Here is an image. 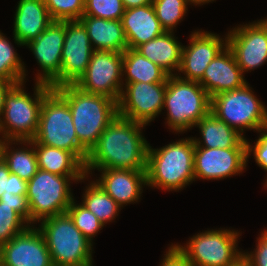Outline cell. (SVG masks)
<instances>
[{
    "label": "cell",
    "instance_id": "cell-15",
    "mask_svg": "<svg viewBox=\"0 0 267 266\" xmlns=\"http://www.w3.org/2000/svg\"><path fill=\"white\" fill-rule=\"evenodd\" d=\"M246 148L195 147V180H219L241 174L247 167Z\"/></svg>",
    "mask_w": 267,
    "mask_h": 266
},
{
    "label": "cell",
    "instance_id": "cell-22",
    "mask_svg": "<svg viewBox=\"0 0 267 266\" xmlns=\"http://www.w3.org/2000/svg\"><path fill=\"white\" fill-rule=\"evenodd\" d=\"M121 22L130 49H136L165 32L152 4L125 9Z\"/></svg>",
    "mask_w": 267,
    "mask_h": 266
},
{
    "label": "cell",
    "instance_id": "cell-10",
    "mask_svg": "<svg viewBox=\"0 0 267 266\" xmlns=\"http://www.w3.org/2000/svg\"><path fill=\"white\" fill-rule=\"evenodd\" d=\"M238 230L211 229L192 236L182 246L175 244L192 266H236L242 261Z\"/></svg>",
    "mask_w": 267,
    "mask_h": 266
},
{
    "label": "cell",
    "instance_id": "cell-40",
    "mask_svg": "<svg viewBox=\"0 0 267 266\" xmlns=\"http://www.w3.org/2000/svg\"><path fill=\"white\" fill-rule=\"evenodd\" d=\"M161 260L160 266H192L187 257L173 243Z\"/></svg>",
    "mask_w": 267,
    "mask_h": 266
},
{
    "label": "cell",
    "instance_id": "cell-38",
    "mask_svg": "<svg viewBox=\"0 0 267 266\" xmlns=\"http://www.w3.org/2000/svg\"><path fill=\"white\" fill-rule=\"evenodd\" d=\"M260 233L254 251H243L242 260L249 266H267V230Z\"/></svg>",
    "mask_w": 267,
    "mask_h": 266
},
{
    "label": "cell",
    "instance_id": "cell-46",
    "mask_svg": "<svg viewBox=\"0 0 267 266\" xmlns=\"http://www.w3.org/2000/svg\"><path fill=\"white\" fill-rule=\"evenodd\" d=\"M1 141H2V140L0 139V157H1Z\"/></svg>",
    "mask_w": 267,
    "mask_h": 266
},
{
    "label": "cell",
    "instance_id": "cell-14",
    "mask_svg": "<svg viewBox=\"0 0 267 266\" xmlns=\"http://www.w3.org/2000/svg\"><path fill=\"white\" fill-rule=\"evenodd\" d=\"M226 35L227 46L243 75L267 62V27L261 20L240 24Z\"/></svg>",
    "mask_w": 267,
    "mask_h": 266
},
{
    "label": "cell",
    "instance_id": "cell-11",
    "mask_svg": "<svg viewBox=\"0 0 267 266\" xmlns=\"http://www.w3.org/2000/svg\"><path fill=\"white\" fill-rule=\"evenodd\" d=\"M75 85L84 92L118 102L123 89V53L94 50L84 75Z\"/></svg>",
    "mask_w": 267,
    "mask_h": 266
},
{
    "label": "cell",
    "instance_id": "cell-21",
    "mask_svg": "<svg viewBox=\"0 0 267 266\" xmlns=\"http://www.w3.org/2000/svg\"><path fill=\"white\" fill-rule=\"evenodd\" d=\"M15 11L13 40L20 46L36 39L53 21L42 0H19Z\"/></svg>",
    "mask_w": 267,
    "mask_h": 266
},
{
    "label": "cell",
    "instance_id": "cell-26",
    "mask_svg": "<svg viewBox=\"0 0 267 266\" xmlns=\"http://www.w3.org/2000/svg\"><path fill=\"white\" fill-rule=\"evenodd\" d=\"M39 169L60 176H86L85 165L71 152L33 141Z\"/></svg>",
    "mask_w": 267,
    "mask_h": 266
},
{
    "label": "cell",
    "instance_id": "cell-9",
    "mask_svg": "<svg viewBox=\"0 0 267 266\" xmlns=\"http://www.w3.org/2000/svg\"><path fill=\"white\" fill-rule=\"evenodd\" d=\"M212 112L244 136V130L259 131L267 126V107L257 99L248 82L241 88L211 97Z\"/></svg>",
    "mask_w": 267,
    "mask_h": 266
},
{
    "label": "cell",
    "instance_id": "cell-6",
    "mask_svg": "<svg viewBox=\"0 0 267 266\" xmlns=\"http://www.w3.org/2000/svg\"><path fill=\"white\" fill-rule=\"evenodd\" d=\"M37 228L45 239L54 266H93V244L67 212L44 219Z\"/></svg>",
    "mask_w": 267,
    "mask_h": 266
},
{
    "label": "cell",
    "instance_id": "cell-29",
    "mask_svg": "<svg viewBox=\"0 0 267 266\" xmlns=\"http://www.w3.org/2000/svg\"><path fill=\"white\" fill-rule=\"evenodd\" d=\"M84 192L81 204L104 225L116 219L122 207L96 181L91 180Z\"/></svg>",
    "mask_w": 267,
    "mask_h": 266
},
{
    "label": "cell",
    "instance_id": "cell-27",
    "mask_svg": "<svg viewBox=\"0 0 267 266\" xmlns=\"http://www.w3.org/2000/svg\"><path fill=\"white\" fill-rule=\"evenodd\" d=\"M21 144L25 145L17 149L12 145ZM10 146V147H9ZM13 147V148H12ZM29 147V148H28ZM1 158L7 164L11 173L16 174L21 179L27 182L37 173L39 170L37 155L33 146V140L25 141H1Z\"/></svg>",
    "mask_w": 267,
    "mask_h": 266
},
{
    "label": "cell",
    "instance_id": "cell-36",
    "mask_svg": "<svg viewBox=\"0 0 267 266\" xmlns=\"http://www.w3.org/2000/svg\"><path fill=\"white\" fill-rule=\"evenodd\" d=\"M5 195H26L27 181L9 171L7 164L0 157V198Z\"/></svg>",
    "mask_w": 267,
    "mask_h": 266
},
{
    "label": "cell",
    "instance_id": "cell-24",
    "mask_svg": "<svg viewBox=\"0 0 267 266\" xmlns=\"http://www.w3.org/2000/svg\"><path fill=\"white\" fill-rule=\"evenodd\" d=\"M177 39L174 32H164L155 39L139 45L135 50L158 65L169 76L178 75L176 71L180 69L183 44Z\"/></svg>",
    "mask_w": 267,
    "mask_h": 266
},
{
    "label": "cell",
    "instance_id": "cell-32",
    "mask_svg": "<svg viewBox=\"0 0 267 266\" xmlns=\"http://www.w3.org/2000/svg\"><path fill=\"white\" fill-rule=\"evenodd\" d=\"M72 218L75 226L93 244V238L105 226L91 211L81 203H76L75 198L66 211Z\"/></svg>",
    "mask_w": 267,
    "mask_h": 266
},
{
    "label": "cell",
    "instance_id": "cell-7",
    "mask_svg": "<svg viewBox=\"0 0 267 266\" xmlns=\"http://www.w3.org/2000/svg\"><path fill=\"white\" fill-rule=\"evenodd\" d=\"M210 107L211 98L198 82L168 76L163 110H167L166 124L173 133L191 130Z\"/></svg>",
    "mask_w": 267,
    "mask_h": 266
},
{
    "label": "cell",
    "instance_id": "cell-44",
    "mask_svg": "<svg viewBox=\"0 0 267 266\" xmlns=\"http://www.w3.org/2000/svg\"><path fill=\"white\" fill-rule=\"evenodd\" d=\"M261 21L264 23V25L267 27V18L266 19H261Z\"/></svg>",
    "mask_w": 267,
    "mask_h": 266
},
{
    "label": "cell",
    "instance_id": "cell-34",
    "mask_svg": "<svg viewBox=\"0 0 267 266\" xmlns=\"http://www.w3.org/2000/svg\"><path fill=\"white\" fill-rule=\"evenodd\" d=\"M29 224L13 209L0 202V247L23 232Z\"/></svg>",
    "mask_w": 267,
    "mask_h": 266
},
{
    "label": "cell",
    "instance_id": "cell-16",
    "mask_svg": "<svg viewBox=\"0 0 267 266\" xmlns=\"http://www.w3.org/2000/svg\"><path fill=\"white\" fill-rule=\"evenodd\" d=\"M189 37V44L182 47L181 65L177 76L199 82L206 67L227 46V35L221 38L219 34L195 30Z\"/></svg>",
    "mask_w": 267,
    "mask_h": 266
},
{
    "label": "cell",
    "instance_id": "cell-39",
    "mask_svg": "<svg viewBox=\"0 0 267 266\" xmlns=\"http://www.w3.org/2000/svg\"><path fill=\"white\" fill-rule=\"evenodd\" d=\"M0 202L8 206H13V209L30 225V210L26 195H5V192L0 198Z\"/></svg>",
    "mask_w": 267,
    "mask_h": 266
},
{
    "label": "cell",
    "instance_id": "cell-8",
    "mask_svg": "<svg viewBox=\"0 0 267 266\" xmlns=\"http://www.w3.org/2000/svg\"><path fill=\"white\" fill-rule=\"evenodd\" d=\"M88 176H60L39 169L27 182L30 225L65 213L74 199L71 181L83 182ZM83 180V181H82Z\"/></svg>",
    "mask_w": 267,
    "mask_h": 266
},
{
    "label": "cell",
    "instance_id": "cell-5",
    "mask_svg": "<svg viewBox=\"0 0 267 266\" xmlns=\"http://www.w3.org/2000/svg\"><path fill=\"white\" fill-rule=\"evenodd\" d=\"M33 141L67 150L86 163L89 152L78 141L69 105L54 88L44 96Z\"/></svg>",
    "mask_w": 267,
    "mask_h": 266
},
{
    "label": "cell",
    "instance_id": "cell-23",
    "mask_svg": "<svg viewBox=\"0 0 267 266\" xmlns=\"http://www.w3.org/2000/svg\"><path fill=\"white\" fill-rule=\"evenodd\" d=\"M194 127L199 128L202 137V139L192 137L195 147L246 148V138L212 112L201 118Z\"/></svg>",
    "mask_w": 267,
    "mask_h": 266
},
{
    "label": "cell",
    "instance_id": "cell-20",
    "mask_svg": "<svg viewBox=\"0 0 267 266\" xmlns=\"http://www.w3.org/2000/svg\"><path fill=\"white\" fill-rule=\"evenodd\" d=\"M96 182L121 207L138 202L146 184V171L101 169Z\"/></svg>",
    "mask_w": 267,
    "mask_h": 266
},
{
    "label": "cell",
    "instance_id": "cell-30",
    "mask_svg": "<svg viewBox=\"0 0 267 266\" xmlns=\"http://www.w3.org/2000/svg\"><path fill=\"white\" fill-rule=\"evenodd\" d=\"M24 65L12 43L0 31V78L15 84L26 83Z\"/></svg>",
    "mask_w": 267,
    "mask_h": 266
},
{
    "label": "cell",
    "instance_id": "cell-37",
    "mask_svg": "<svg viewBox=\"0 0 267 266\" xmlns=\"http://www.w3.org/2000/svg\"><path fill=\"white\" fill-rule=\"evenodd\" d=\"M258 133L260 135L253 146L246 139L247 162L252 152L256 164L267 172V126L259 130ZM263 184L267 188V179Z\"/></svg>",
    "mask_w": 267,
    "mask_h": 266
},
{
    "label": "cell",
    "instance_id": "cell-45",
    "mask_svg": "<svg viewBox=\"0 0 267 266\" xmlns=\"http://www.w3.org/2000/svg\"><path fill=\"white\" fill-rule=\"evenodd\" d=\"M241 266H249L248 264H246L243 260L241 261Z\"/></svg>",
    "mask_w": 267,
    "mask_h": 266
},
{
    "label": "cell",
    "instance_id": "cell-25",
    "mask_svg": "<svg viewBox=\"0 0 267 266\" xmlns=\"http://www.w3.org/2000/svg\"><path fill=\"white\" fill-rule=\"evenodd\" d=\"M79 20L87 30L93 50L123 53L128 48L121 20L92 16H82Z\"/></svg>",
    "mask_w": 267,
    "mask_h": 266
},
{
    "label": "cell",
    "instance_id": "cell-31",
    "mask_svg": "<svg viewBox=\"0 0 267 266\" xmlns=\"http://www.w3.org/2000/svg\"><path fill=\"white\" fill-rule=\"evenodd\" d=\"M187 0H153L156 17L165 32H173L188 11Z\"/></svg>",
    "mask_w": 267,
    "mask_h": 266
},
{
    "label": "cell",
    "instance_id": "cell-1",
    "mask_svg": "<svg viewBox=\"0 0 267 266\" xmlns=\"http://www.w3.org/2000/svg\"><path fill=\"white\" fill-rule=\"evenodd\" d=\"M145 126L117 115L88 153L86 175L95 169L146 171L149 143L142 134Z\"/></svg>",
    "mask_w": 267,
    "mask_h": 266
},
{
    "label": "cell",
    "instance_id": "cell-3",
    "mask_svg": "<svg viewBox=\"0 0 267 266\" xmlns=\"http://www.w3.org/2000/svg\"><path fill=\"white\" fill-rule=\"evenodd\" d=\"M68 103L79 143L88 151L118 115L117 101L82 91L76 85L54 88Z\"/></svg>",
    "mask_w": 267,
    "mask_h": 266
},
{
    "label": "cell",
    "instance_id": "cell-41",
    "mask_svg": "<svg viewBox=\"0 0 267 266\" xmlns=\"http://www.w3.org/2000/svg\"><path fill=\"white\" fill-rule=\"evenodd\" d=\"M15 85V83L0 78V117L4 108V98L8 91Z\"/></svg>",
    "mask_w": 267,
    "mask_h": 266
},
{
    "label": "cell",
    "instance_id": "cell-19",
    "mask_svg": "<svg viewBox=\"0 0 267 266\" xmlns=\"http://www.w3.org/2000/svg\"><path fill=\"white\" fill-rule=\"evenodd\" d=\"M198 83L211 98L221 92L239 89L247 81L232 51L226 46L206 67Z\"/></svg>",
    "mask_w": 267,
    "mask_h": 266
},
{
    "label": "cell",
    "instance_id": "cell-33",
    "mask_svg": "<svg viewBox=\"0 0 267 266\" xmlns=\"http://www.w3.org/2000/svg\"><path fill=\"white\" fill-rule=\"evenodd\" d=\"M53 21L79 20L85 9V0H42Z\"/></svg>",
    "mask_w": 267,
    "mask_h": 266
},
{
    "label": "cell",
    "instance_id": "cell-42",
    "mask_svg": "<svg viewBox=\"0 0 267 266\" xmlns=\"http://www.w3.org/2000/svg\"><path fill=\"white\" fill-rule=\"evenodd\" d=\"M125 9L152 4L153 0H122Z\"/></svg>",
    "mask_w": 267,
    "mask_h": 266
},
{
    "label": "cell",
    "instance_id": "cell-43",
    "mask_svg": "<svg viewBox=\"0 0 267 266\" xmlns=\"http://www.w3.org/2000/svg\"><path fill=\"white\" fill-rule=\"evenodd\" d=\"M189 2V5L190 4H193L195 6L199 5H204V4H208L209 2H212V1H215V0H187Z\"/></svg>",
    "mask_w": 267,
    "mask_h": 266
},
{
    "label": "cell",
    "instance_id": "cell-28",
    "mask_svg": "<svg viewBox=\"0 0 267 266\" xmlns=\"http://www.w3.org/2000/svg\"><path fill=\"white\" fill-rule=\"evenodd\" d=\"M168 76L163 69L135 49L127 48L123 52V84L167 82Z\"/></svg>",
    "mask_w": 267,
    "mask_h": 266
},
{
    "label": "cell",
    "instance_id": "cell-35",
    "mask_svg": "<svg viewBox=\"0 0 267 266\" xmlns=\"http://www.w3.org/2000/svg\"><path fill=\"white\" fill-rule=\"evenodd\" d=\"M125 12L122 0H85L83 16L121 20Z\"/></svg>",
    "mask_w": 267,
    "mask_h": 266
},
{
    "label": "cell",
    "instance_id": "cell-18",
    "mask_svg": "<svg viewBox=\"0 0 267 266\" xmlns=\"http://www.w3.org/2000/svg\"><path fill=\"white\" fill-rule=\"evenodd\" d=\"M64 41L65 21H52L36 39L25 45L30 48L41 68L36 75V82L50 85L60 75Z\"/></svg>",
    "mask_w": 267,
    "mask_h": 266
},
{
    "label": "cell",
    "instance_id": "cell-4",
    "mask_svg": "<svg viewBox=\"0 0 267 266\" xmlns=\"http://www.w3.org/2000/svg\"><path fill=\"white\" fill-rule=\"evenodd\" d=\"M24 87V82L15 84L5 95L0 117L1 140L29 141L36 135L41 105L52 87L36 82L33 96Z\"/></svg>",
    "mask_w": 267,
    "mask_h": 266
},
{
    "label": "cell",
    "instance_id": "cell-12",
    "mask_svg": "<svg viewBox=\"0 0 267 266\" xmlns=\"http://www.w3.org/2000/svg\"><path fill=\"white\" fill-rule=\"evenodd\" d=\"M93 51L83 23L80 20L65 21L61 73L50 86L59 88L65 85H75L84 75Z\"/></svg>",
    "mask_w": 267,
    "mask_h": 266
},
{
    "label": "cell",
    "instance_id": "cell-13",
    "mask_svg": "<svg viewBox=\"0 0 267 266\" xmlns=\"http://www.w3.org/2000/svg\"><path fill=\"white\" fill-rule=\"evenodd\" d=\"M166 86L167 82L123 84L117 102L118 115L148 125L163 110Z\"/></svg>",
    "mask_w": 267,
    "mask_h": 266
},
{
    "label": "cell",
    "instance_id": "cell-2",
    "mask_svg": "<svg viewBox=\"0 0 267 266\" xmlns=\"http://www.w3.org/2000/svg\"><path fill=\"white\" fill-rule=\"evenodd\" d=\"M195 144L192 137L181 138L161 148L148 146L146 184L151 188L179 191L195 181Z\"/></svg>",
    "mask_w": 267,
    "mask_h": 266
},
{
    "label": "cell",
    "instance_id": "cell-17",
    "mask_svg": "<svg viewBox=\"0 0 267 266\" xmlns=\"http://www.w3.org/2000/svg\"><path fill=\"white\" fill-rule=\"evenodd\" d=\"M0 266H54L42 233L35 225L0 247Z\"/></svg>",
    "mask_w": 267,
    "mask_h": 266
}]
</instances>
